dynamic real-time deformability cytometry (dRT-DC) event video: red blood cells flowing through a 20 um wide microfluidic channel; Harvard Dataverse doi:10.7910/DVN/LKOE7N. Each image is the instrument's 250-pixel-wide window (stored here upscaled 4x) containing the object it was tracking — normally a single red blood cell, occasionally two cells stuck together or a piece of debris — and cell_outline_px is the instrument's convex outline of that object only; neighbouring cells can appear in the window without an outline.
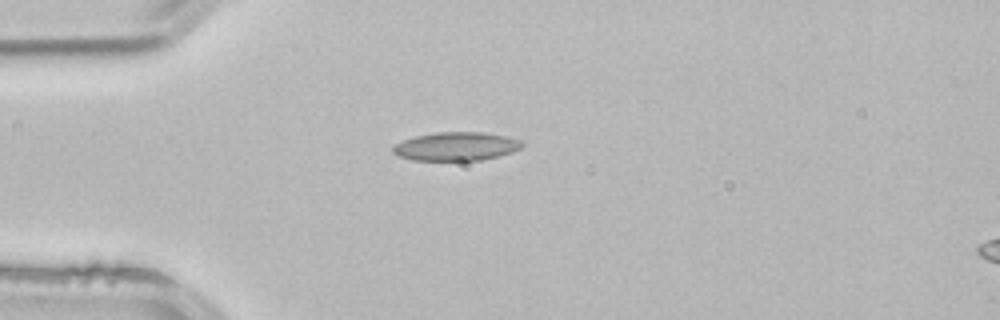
{"species": "common noctule bat (a hibernating species)", "species_latin": "Nyctalus noctula", "temperature_condition": "room temperature", "stored_images_in_passage": 4, "camera_frame_rate_fps": 3000, "um_per_image_px": 0.085, "animal": {"sex": "male", "body_mass_g": 21.5, "forearm_length_mm": 52.0}, "frame": {"image": 1, "passage_image": 4, "time_ms": 1.0, "image_size_px": [1000, 320], "cell_outline_px": [[524, 144], [520, 148], [512, 152], [500, 156], [480, 160], [412, 160], [396, 156], [392, 152], [392, 148], [396, 144], [404, 140], [416, 136], [436, 132], [484, 132], [508, 136], [520, 140]], "centroid_in_image_um": [38.78, 12.44], "position_along_channel_um": 46.2, "area_um2": 21.56}}